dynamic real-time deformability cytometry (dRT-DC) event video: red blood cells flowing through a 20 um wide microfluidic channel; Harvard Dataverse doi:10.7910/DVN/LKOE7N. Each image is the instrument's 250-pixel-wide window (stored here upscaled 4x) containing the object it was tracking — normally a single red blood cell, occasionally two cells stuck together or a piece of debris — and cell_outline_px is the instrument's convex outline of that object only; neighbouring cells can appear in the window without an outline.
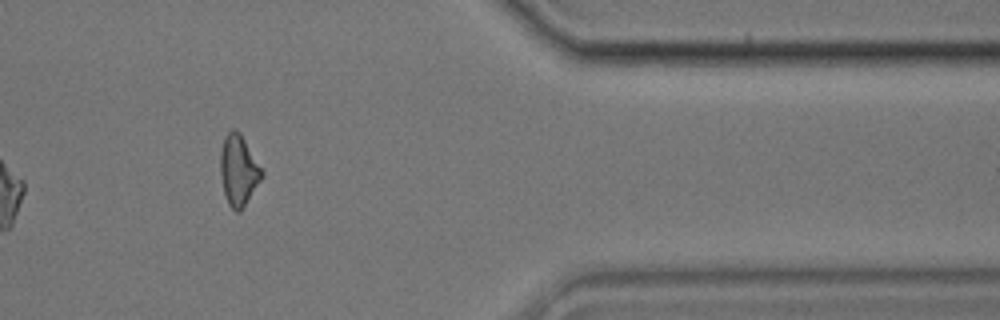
{"species": "common noctule bat (a hibernating species)", "species_latin": "Nyctalus noctula", "temperature_condition": "cold", "stored_images_in_passage": 12, "camera_frame_rate_fps": 3000, "um_per_image_px": 0.085, "animal": {"sex": "male", "body_mass_g": 17.9}, "frame": {"image": 1, "passage_image": 10, "time_ms": 3.0, "image_size_px": [1000, 320], "cell_outline_px": [[264, 176], [240, 212], [236, 212], [228, 204], [224, 192], [220, 172], [220, 152], [224, 136], [232, 128], [236, 128], [240, 132], [264, 172]], "centroid_in_image_um": [20.28, 14.45], "position_along_channel_um": 391.1, "area_um2": 17.17}}